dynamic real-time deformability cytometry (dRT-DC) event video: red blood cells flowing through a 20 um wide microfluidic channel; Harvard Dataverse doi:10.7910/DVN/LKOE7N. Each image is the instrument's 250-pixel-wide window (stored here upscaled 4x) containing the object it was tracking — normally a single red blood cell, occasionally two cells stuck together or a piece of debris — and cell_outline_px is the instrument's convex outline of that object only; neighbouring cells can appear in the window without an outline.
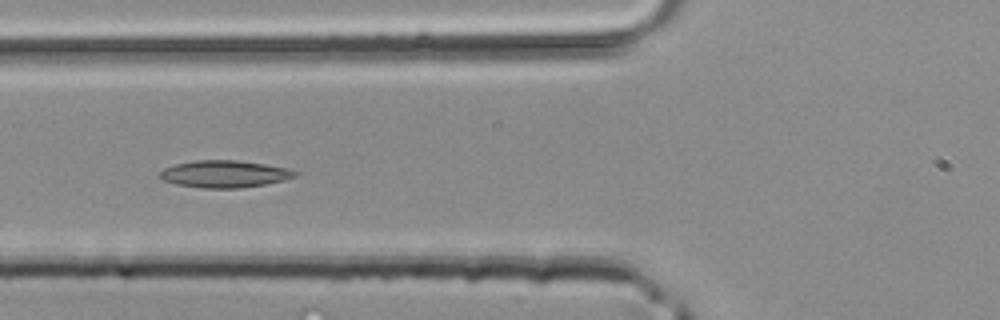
{"species": "common noctule bat (a hibernating species)", "species_latin": "Nyctalus noctula", "temperature_condition": "room temperature", "stored_images_in_passage": 42, "camera_frame_rate_fps": 3000, "um_per_image_px": 0.085, "animal": {"sex": "male", "body_mass_g": 20.4}, "frame": {"image": 1, "passage_image": 16, "time_ms": 5.0, "image_size_px": [1000, 320], "cell_outline_px": [[300, 172], [296, 176], [284, 180], [264, 184], [240, 188], [204, 188], [176, 184], [164, 180], [160, 176], [160, 172], [164, 168], [176, 164], [196, 160], [236, 160], [264, 164], [288, 168]], "centroid_in_image_um": [19.11, 14.78], "position_along_channel_um": 106.7, "area_um2": 21.21}}
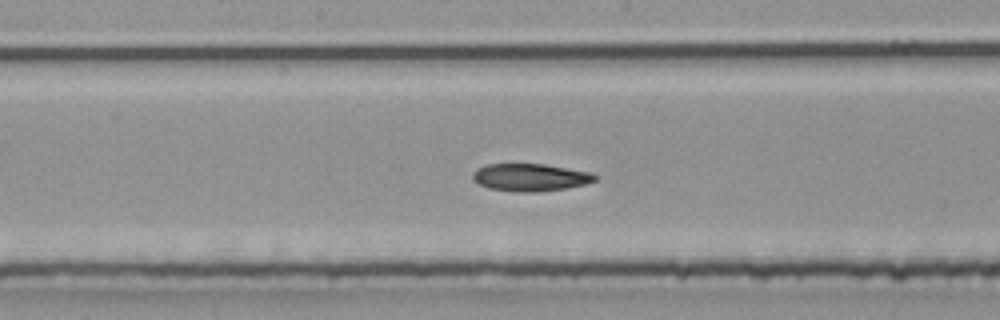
{"frame": {"image": 2, "passage_image": 22, "time_ms": 7.0, "image_size_px": [1000, 320], "cell_outline_px": [[600, 176], [596, 180], [584, 184], [568, 188], [536, 192], [516, 192], [488, 188], [480, 184], [472, 176], [472, 172], [476, 168], [488, 164], [544, 164], [592, 172]], "centroid_in_image_um": [45.11, 15.07], "position_along_channel_um": 203.1, "area_um2": 19.71}}
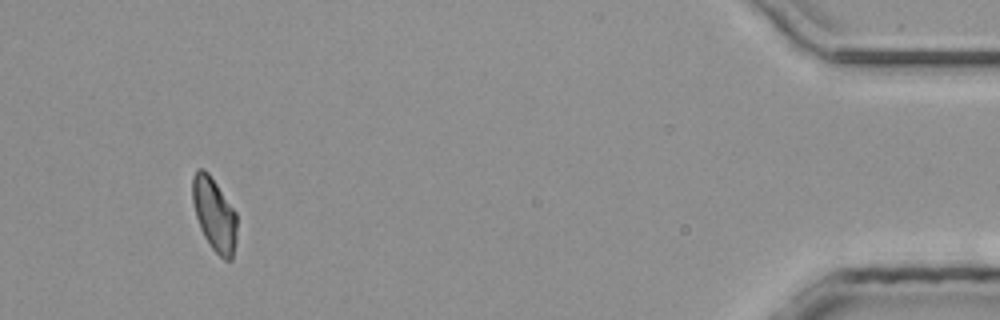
{"frame": {"image": 3, "passage_image": 40, "time_ms": 13.0, "image_size_px": [1000, 320], "cell_outline_px": [[236, 240], [232, 260], [224, 260], [212, 248], [204, 236], [200, 228], [196, 216], [192, 200], [192, 176], [200, 168], [204, 168], [208, 172], [236, 212]], "centroid_in_image_um": [18.21, 18.23], "position_along_channel_um": 417.0, "area_um2": 18.84}}